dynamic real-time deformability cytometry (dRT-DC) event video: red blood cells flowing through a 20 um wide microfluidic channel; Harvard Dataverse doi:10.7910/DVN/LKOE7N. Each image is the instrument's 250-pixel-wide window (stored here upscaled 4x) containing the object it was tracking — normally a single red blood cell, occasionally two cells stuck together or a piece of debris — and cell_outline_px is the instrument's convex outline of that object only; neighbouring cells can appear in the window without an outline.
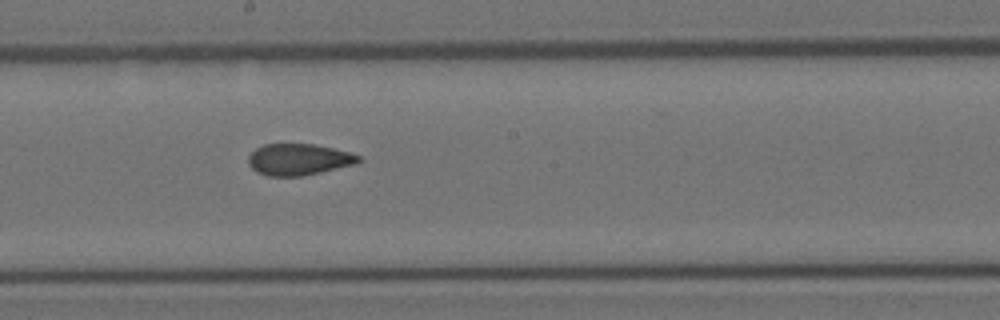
{"species": "Egyptian fruit bat (a non-hibernating species)", "species_latin": "Rousettus aegyptiacus", "temperature_condition": "room temperature", "stored_images_in_passage": 8, "camera_frame_rate_fps": 3000, "um_per_image_px": 0.085, "animal": {"sex": "female"}, "frame": {"image": 1, "passage_image": 8, "time_ms": 2.333, "image_size_px": [1000, 320], "cell_outline_px": [[364, 160], [356, 164], [320, 172], [300, 176], [268, 176], [256, 172], [248, 164], [248, 156], [256, 148], [264, 144], [312, 144], [352, 152], [360, 156]], "centroid_in_image_um": [25.41, 13.55], "position_along_channel_um": 222.8, "area_um2": 20.29}}